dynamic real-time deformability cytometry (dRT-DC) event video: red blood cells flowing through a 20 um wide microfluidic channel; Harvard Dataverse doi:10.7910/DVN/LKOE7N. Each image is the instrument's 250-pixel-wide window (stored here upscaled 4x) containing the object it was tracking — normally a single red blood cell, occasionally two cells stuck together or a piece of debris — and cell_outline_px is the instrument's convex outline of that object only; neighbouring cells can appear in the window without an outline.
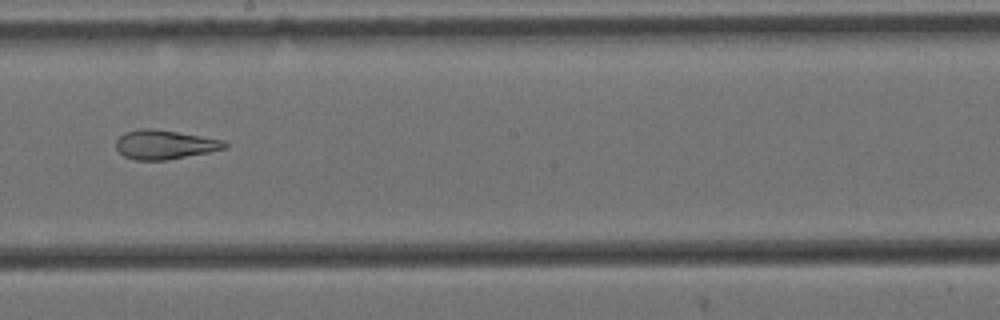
{"species": "Egyptian fruit bat (a non-hibernating species)", "species_latin": "Rousettus aegyptiacus", "temperature_condition": "cold", "stored_images_in_passage": 9, "camera_frame_rate_fps": 3000, "um_per_image_px": 0.085, "animal": {"sex": "female"}, "frame": {"image": 1, "passage_image": 9, "time_ms": 2.667, "image_size_px": [1000, 320], "cell_outline_px": [[228, 148], [168, 160], [136, 160], [124, 156], [116, 148], [116, 140], [124, 132], [140, 128], [152, 128], [224, 140], [228, 144]], "centroid_in_image_um": [13.99, 12.29], "position_along_channel_um": 234.2, "area_um2": 18.44}}